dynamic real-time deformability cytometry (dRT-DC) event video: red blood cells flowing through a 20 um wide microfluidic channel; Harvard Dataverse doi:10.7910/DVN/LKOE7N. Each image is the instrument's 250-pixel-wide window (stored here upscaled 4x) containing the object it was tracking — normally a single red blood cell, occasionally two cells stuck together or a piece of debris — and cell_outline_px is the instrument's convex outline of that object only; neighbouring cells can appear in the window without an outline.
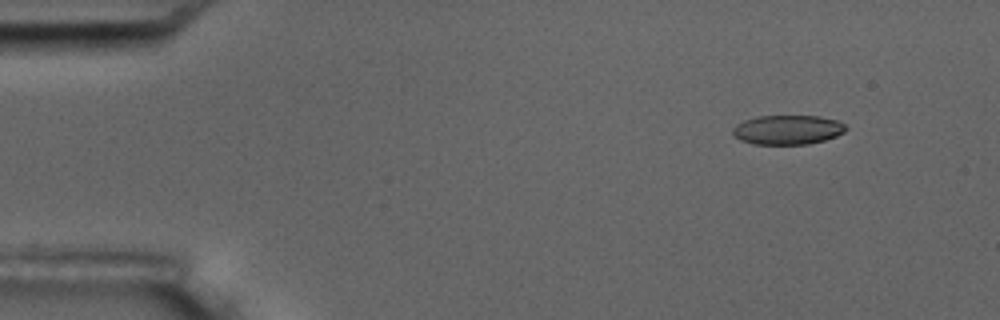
{"species": "common noctule bat (a hibernating species)", "species_latin": "Nyctalus noctula", "temperature_condition": "room temperature", "stored_images_in_passage": 3, "camera_frame_rate_fps": 3000, "um_per_image_px": 0.085, "animal": {"sex": "male", "body_mass_g": 17.5, "forearm_length_mm": 52.3}, "frame": {"image": 1, "passage_image": 1, "time_ms": 0.0, "image_size_px": [1000, 320], "cell_outline_px": [[848, 128], [844, 132], [836, 136], [824, 140], [808, 144], [752, 144], [740, 140], [732, 132], [732, 128], [736, 124], [744, 120], [756, 116], [820, 116], [836, 120], [844, 124]], "centroid_in_image_um": [66.94, 11.03], "position_along_channel_um": 18.1, "area_um2": 19.42}}